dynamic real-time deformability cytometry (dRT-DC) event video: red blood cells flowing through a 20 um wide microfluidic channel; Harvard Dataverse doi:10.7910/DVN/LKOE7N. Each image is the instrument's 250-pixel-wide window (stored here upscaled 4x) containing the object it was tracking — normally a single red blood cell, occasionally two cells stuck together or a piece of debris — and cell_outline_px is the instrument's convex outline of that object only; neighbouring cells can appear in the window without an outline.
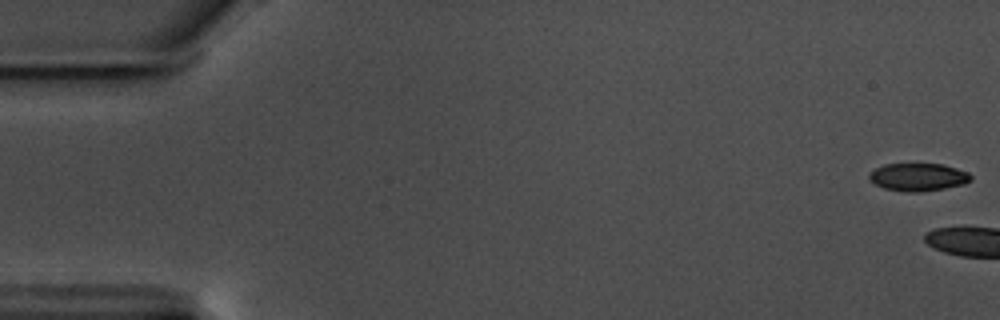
{"species": "common noctule bat (a hibernating species)", "species_latin": "Nyctalus noctula", "temperature_condition": "warm", "stored_images_in_passage": 5, "camera_frame_rate_fps": 3000, "um_per_image_px": 0.085, "animal": {"sex": "male", "body_mass_g": 17.5, "forearm_length_mm": 52.3}, "frame": {"image": 1, "passage_image": 1, "time_ms": 0.0, "image_size_px": [1000, 320], "cell_outline_px": [[972, 180], [964, 184], [944, 188], [920, 192], [908, 192], [884, 188], [868, 180], [868, 176], [876, 168], [884, 164], [916, 160], [944, 164], [968, 172], [972, 176]], "centroid_in_image_um": [78.04, 14.99], "position_along_channel_um": 7.0, "area_um2": 17.28}}